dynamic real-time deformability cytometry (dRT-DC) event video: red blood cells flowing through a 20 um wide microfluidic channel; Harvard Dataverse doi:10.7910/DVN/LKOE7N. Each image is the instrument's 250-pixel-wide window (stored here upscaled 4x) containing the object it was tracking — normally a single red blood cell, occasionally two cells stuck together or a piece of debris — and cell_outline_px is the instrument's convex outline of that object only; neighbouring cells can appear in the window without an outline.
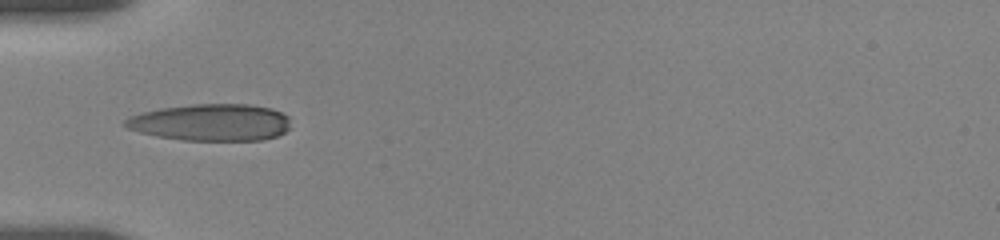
{"species": "human", "species_latin": "Homo sapiens", "temperature_condition": "room temperature", "stored_images_in_passage": 20, "camera_frame_rate_fps": 3000, "um_per_image_px": 0.085, "donor": {"sex": "female"}, "frame": {"image": 1, "passage_image": 1, "time_ms": 0.0, "image_size_px": [1000, 240], "cell_outline_px": [[288, 128], [284, 132], [276, 136], [264, 140], [184, 140], [156, 136], [140, 132], [128, 128], [124, 124], [124, 120], [128, 116], [160, 108], [192, 104], [248, 104], [272, 108], [288, 116]], "centroid_in_image_um": [17.92, 10.4], "position_along_channel_um": 67.1, "area_um2": 35.49}}
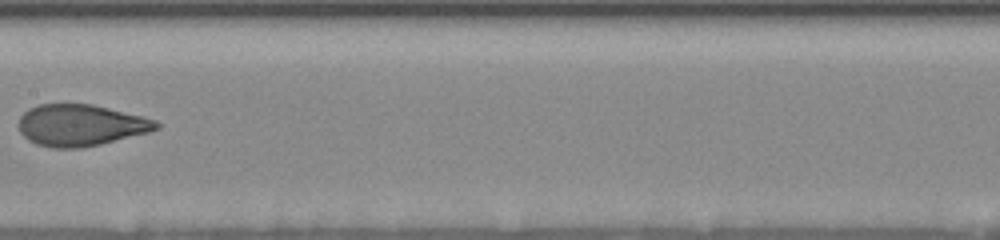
{"frame": {"image": 2, "passage_image": 7, "time_ms": 3.667, "image_size_px": [1000, 240], "cell_outline_px": [[160, 128], [148, 132], [100, 144], [80, 148], [52, 148], [36, 144], [28, 140], [20, 132], [16, 124], [20, 116], [28, 108], [36, 104], [92, 104], [144, 116], [156, 120], [160, 124]], "centroid_in_image_um": [6.82, 10.63], "position_along_channel_um": 200.6, "area_um2": 33.58}}
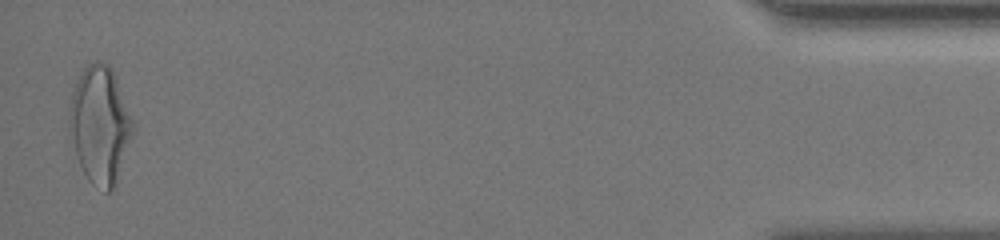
{"frame": {"image": 3, "passage_image": 20, "time_ms": 12.0, "image_size_px": [1000, 240], "cell_outline_px": [[136, 128], [112, 188], [108, 192], [104, 192], [92, 184], [88, 180], [80, 164], [68, 128], [68, 112], [72, 92], [76, 80], [80, 72], [88, 64], [96, 60], [108, 64], [112, 68]], "centroid_in_image_um": [8.48, 10.56], "position_along_channel_um": 426.7, "area_um2": 43.18}, "authors_computed_cell_mechanics": {"area_um2": 34.1309, "velocity_mm_per_s": 3.6643, "shape_relaxation_time_tau1_ms": 5.4219, "shape_relaxation_time_tau2_ms": 1.0193, "deformation_change_tau1": 0.1985, "deformation_change_tau2": 0.0746}}